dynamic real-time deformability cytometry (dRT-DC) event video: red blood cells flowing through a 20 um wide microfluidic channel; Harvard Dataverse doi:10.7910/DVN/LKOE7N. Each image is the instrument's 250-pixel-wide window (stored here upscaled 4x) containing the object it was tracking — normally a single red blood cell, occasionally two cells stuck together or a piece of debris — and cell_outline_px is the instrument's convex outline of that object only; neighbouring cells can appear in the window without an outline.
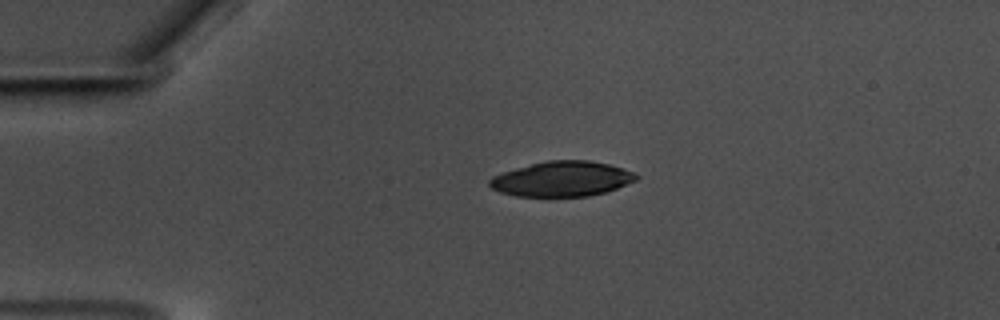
{"species": "common noctule bat (a hibernating species)", "species_latin": "Nyctalus noctula", "temperature_condition": "warm", "stored_images_in_passage": 45, "camera_frame_rate_fps": 3000, "um_per_image_px": 0.085, "animal": {"sex": "male", "body_mass_g": 17.5, "forearm_length_mm": 52.3}, "frame": {"image": 1, "passage_image": 1, "time_ms": 0.0, "image_size_px": [1000, 320], "cell_outline_px": [[640, 176], [636, 180], [616, 188], [604, 192], [588, 196], [516, 196], [500, 192], [492, 188], [488, 184], [488, 180], [492, 176], [516, 168], [548, 160], [588, 160], [608, 164], [632, 172]], "centroid_in_image_um": [47.74, 15.21], "position_along_channel_um": 37.3, "area_um2": 29.65}}
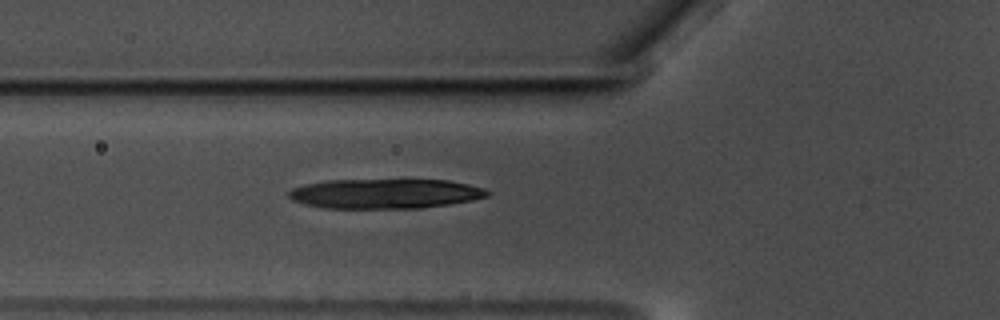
{"frame": {"image": 2, "passage_image": 9, "time_ms": 2.667, "image_size_px": [1000, 320], "cell_outline_px": [[492, 192], [488, 196], [472, 200], [448, 204], [420, 208], [324, 208], [304, 204], [292, 200], [288, 196], [288, 192], [292, 188], [304, 184], [328, 180], [448, 180], [468, 184], [484, 188]], "centroid_in_image_um": [32.72, 16.46], "position_along_channel_um": 93.1, "area_um2": 34.45}}
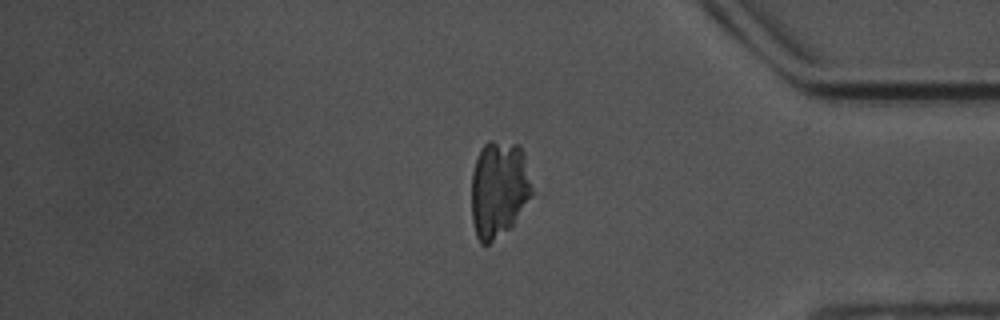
{"frame": {"image": 3, "passage_image": 36, "time_ms": 11.667, "image_size_px": [1000, 320], "cell_outline_px": [[532, 196], [512, 224], [508, 228], [488, 244], [480, 244], [476, 236], [472, 220], [472, 172], [480, 148], [488, 140], [492, 140], [520, 144], [524, 152], [532, 188]], "centroid_in_image_um": [42.39, 16.03], "position_along_channel_um": 392.8, "area_um2": 34.16}}